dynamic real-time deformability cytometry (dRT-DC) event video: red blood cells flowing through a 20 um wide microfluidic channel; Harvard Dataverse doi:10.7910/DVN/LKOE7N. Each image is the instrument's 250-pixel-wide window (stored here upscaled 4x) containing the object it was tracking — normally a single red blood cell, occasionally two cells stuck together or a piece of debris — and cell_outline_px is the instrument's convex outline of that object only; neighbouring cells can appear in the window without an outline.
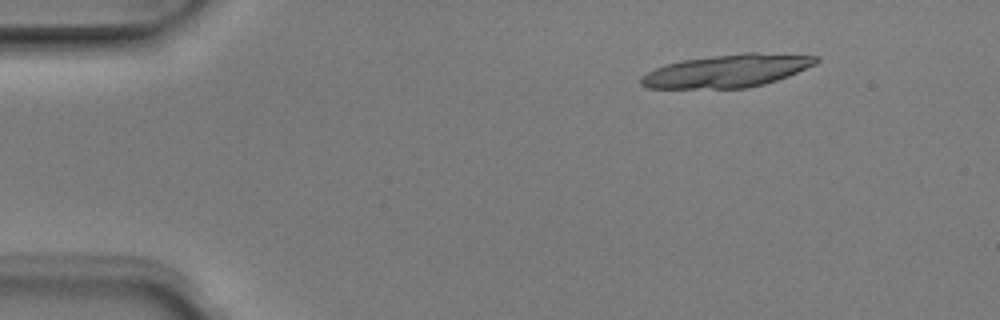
{"species": "Egyptian fruit bat (a non-hibernating species)", "species_latin": "Rousettus aegyptiacus", "temperature_condition": "room temperature", "stored_images_in_passage": 7, "camera_frame_rate_fps": 3000, "um_per_image_px": 0.085, "animal": {"sex": "male"}, "frame": {"image": 1, "passage_image": 2, "time_ms": 0.333, "image_size_px": [1000, 320], "cell_outline_px": [[820, 60], [816, 64], [788, 76], [764, 84], [748, 88], [648, 88], [640, 84], [640, 76], [664, 64], [680, 60], [744, 52], [756, 52], [820, 56]], "centroid_in_image_um": [61.82, 6.02], "position_along_channel_um": 23.2, "area_um2": 33.64}}
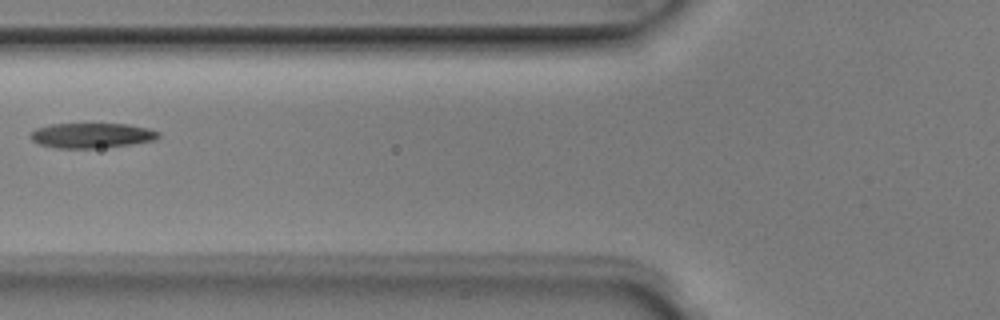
{"frame": {"image": 2, "passage_image": 6, "time_ms": 1.667, "image_size_px": [1000, 320], "cell_outline_px": [[160, 136], [156, 140], [132, 144], [92, 148], [56, 148], [40, 144], [32, 140], [28, 136], [36, 128], [52, 124], [128, 124], [148, 128], [160, 132]], "centroid_in_image_um": [7.81, 11.51], "position_along_channel_um": 118.0, "area_um2": 18.61}}
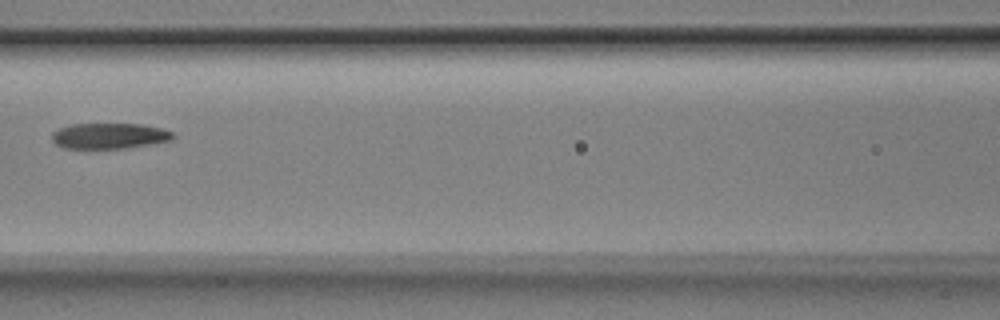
{"frame": {"image": 3, "passage_image": 7, "time_ms": 2.0, "image_size_px": [1000, 320], "cell_outline_px": [[176, 136], [172, 140], [152, 144], [124, 148], [64, 148], [56, 144], [52, 140], [52, 132], [60, 128], [72, 124], [140, 124], [160, 128], [172, 132]], "centroid_in_image_um": [9.3, 11.55], "position_along_channel_um": 157.3, "area_um2": 18.03}}